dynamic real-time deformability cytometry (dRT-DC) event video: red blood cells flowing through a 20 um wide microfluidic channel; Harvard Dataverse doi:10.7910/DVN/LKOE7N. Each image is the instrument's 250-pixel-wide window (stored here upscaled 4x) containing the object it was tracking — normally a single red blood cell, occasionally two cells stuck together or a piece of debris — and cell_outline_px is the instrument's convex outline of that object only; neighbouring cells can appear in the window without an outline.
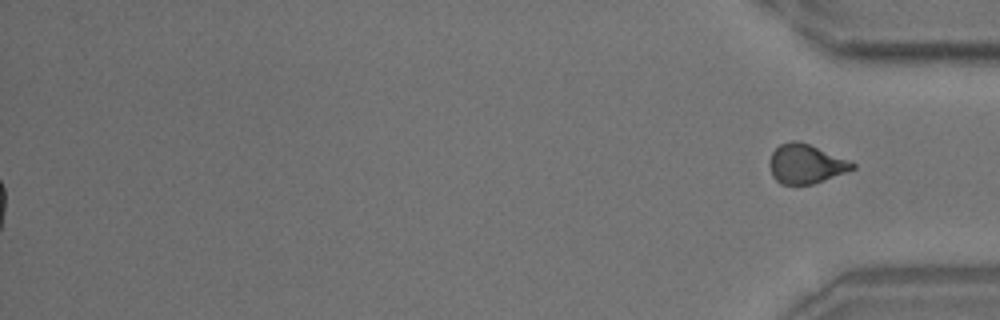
{"species": "common noctule bat (a hibernating species)", "species_latin": "Nyctalus noctula", "temperature_condition": "room temperature", "stored_images_in_passage": 41, "camera_frame_rate_fps": 3000, "um_per_image_px": 0.085, "animal": {"sex": "male", "body_mass_g": 18.8}, "frame": {"image": 1, "passage_image": 41, "time_ms": 13.333, "image_size_px": [1000, 320], "cell_outline_px": [[856, 168], [848, 172], [812, 184], [780, 184], [772, 176], [768, 164], [772, 152], [780, 144], [792, 140], [800, 140], [852, 160], [856, 164]], "centroid_in_image_um": [68.53, 13.91], "position_along_channel_um": 366.7, "area_um2": 19.42}, "authors_computed_cell_mechanics": {"area_um2": 18.2648, "velocity_mm_per_s": 3.7289, "shape_relaxation_time_tau1_ms": 6.7249, "shape_relaxation_time_tau2_ms": 1.3826, "deformation_change_tau1": 0.1306, "deformation_change_tau2": 0.0544}}